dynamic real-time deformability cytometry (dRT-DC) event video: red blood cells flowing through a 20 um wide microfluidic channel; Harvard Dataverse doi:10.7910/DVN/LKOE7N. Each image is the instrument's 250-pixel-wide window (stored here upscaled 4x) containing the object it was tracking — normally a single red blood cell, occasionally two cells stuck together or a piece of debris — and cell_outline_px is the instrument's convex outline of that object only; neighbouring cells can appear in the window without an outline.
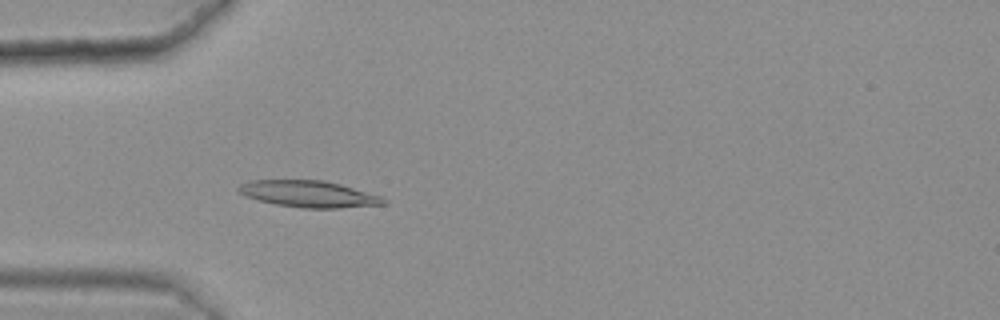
{"species": "common noctule bat (a hibernating species)", "species_latin": "Nyctalus noctula", "temperature_condition": "warm", "stored_images_in_passage": 45, "camera_frame_rate_fps": 3000, "um_per_image_px": 0.085, "animal": {"sex": "female", "body_mass_g": 25.1}, "frame": {"image": 1, "passage_image": 15, "time_ms": 4.667, "image_size_px": [1000, 320], "cell_outline_px": [[388, 204], [340, 208], [300, 208], [276, 204], [256, 200], [244, 196], [236, 188], [240, 184], [252, 180], [324, 180], [340, 184], [380, 196], [388, 200]], "centroid_in_image_um": [26.23, 16.49], "position_along_channel_um": 58.8, "area_um2": 22.54}}
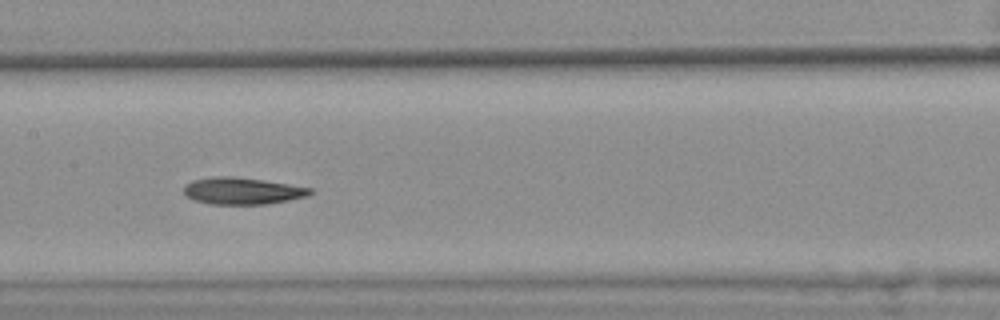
{"frame": {"image": 2, "passage_image": 26, "time_ms": 8.333, "image_size_px": [1000, 320], "cell_outline_px": [[312, 192], [308, 196], [288, 200], [264, 204], [212, 204], [196, 200], [188, 196], [184, 192], [184, 184], [192, 180], [216, 176], [228, 176], [260, 180], [288, 184], [312, 188]], "centroid_in_image_um": [20.59, 16.22], "position_along_channel_um": 186.8, "area_um2": 19.42}}
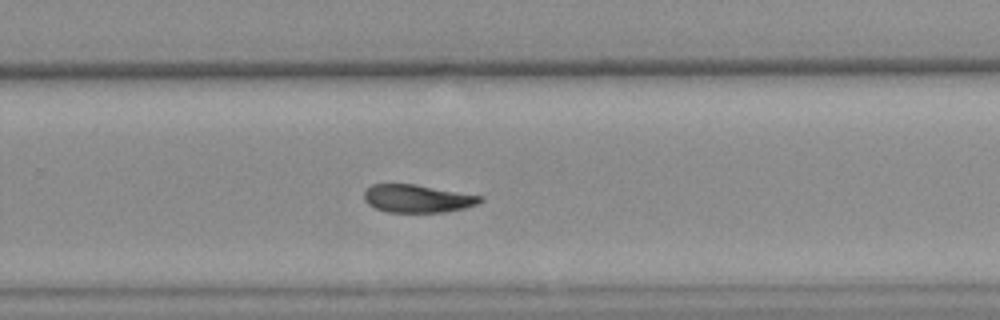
{"frame": {"image": 3, "passage_image": 35, "time_ms": 11.333, "image_size_px": [1000, 320], "cell_outline_px": [[484, 200], [480, 204], [464, 208], [444, 212], [388, 212], [376, 208], [368, 204], [364, 200], [364, 192], [372, 184], [416, 184], [484, 196]], "centroid_in_image_um": [35.53, 16.87], "position_along_channel_um": 294.3, "area_um2": 19.02}, "authors_computed_cell_mechanics": {"area_um2": 20.2878, "velocity_mm_per_s": 3.5945, "shape_relaxation_time_tau1_ms": 10.0262, "shape_relaxation_time_tau2_ms": 6.8934, "deformation_change_tau1": 0.203, "deformation_change_tau2": 0.1321}}